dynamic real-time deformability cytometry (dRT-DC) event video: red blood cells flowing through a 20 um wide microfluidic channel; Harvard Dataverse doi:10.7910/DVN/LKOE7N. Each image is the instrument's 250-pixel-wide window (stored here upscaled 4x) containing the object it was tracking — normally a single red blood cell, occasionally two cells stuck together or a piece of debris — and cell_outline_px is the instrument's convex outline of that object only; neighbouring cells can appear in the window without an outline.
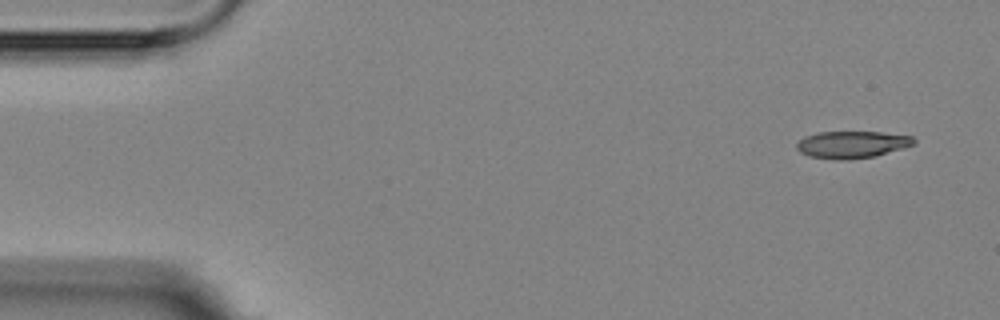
{"species": "Egyptian fruit bat (a non-hibernating species)", "species_latin": "Rousettus aegyptiacus", "temperature_condition": "room temperature", "stored_images_in_passage": 4, "camera_frame_rate_fps": 3000, "um_per_image_px": 0.085, "animal": {"sex": "female"}, "frame": {"image": 1, "passage_image": 1, "time_ms": 0.0, "image_size_px": [1000, 320], "cell_outline_px": [[916, 140], [912, 144], [876, 156], [808, 156], [800, 152], [796, 148], [796, 144], [804, 136], [816, 132], [880, 132], [912, 136]], "centroid_in_image_um": [72.4, 12.21], "position_along_channel_um": 12.6, "area_um2": 17.28}}
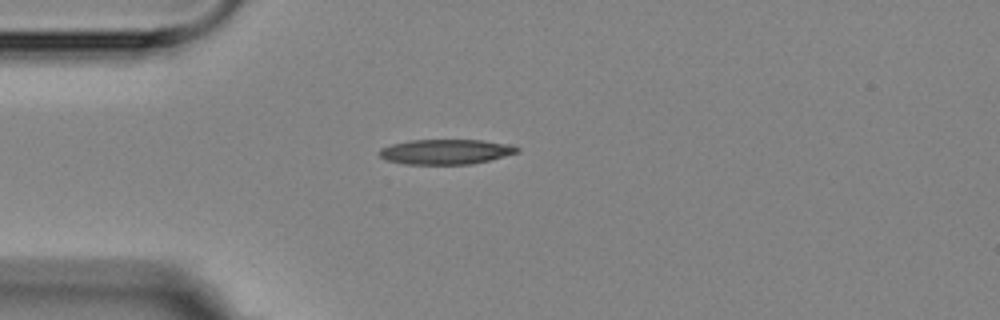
{"frame": {"image": 2, "passage_image": 4, "time_ms": 3.667, "image_size_px": [1000, 320], "cell_outline_px": [[520, 152], [472, 164], [404, 164], [384, 160], [376, 152], [380, 148], [392, 144], [408, 140], [480, 140], [512, 144], [520, 148]], "centroid_in_image_um": [37.86, 12.89], "position_along_channel_um": 47.1, "area_um2": 20.29}}